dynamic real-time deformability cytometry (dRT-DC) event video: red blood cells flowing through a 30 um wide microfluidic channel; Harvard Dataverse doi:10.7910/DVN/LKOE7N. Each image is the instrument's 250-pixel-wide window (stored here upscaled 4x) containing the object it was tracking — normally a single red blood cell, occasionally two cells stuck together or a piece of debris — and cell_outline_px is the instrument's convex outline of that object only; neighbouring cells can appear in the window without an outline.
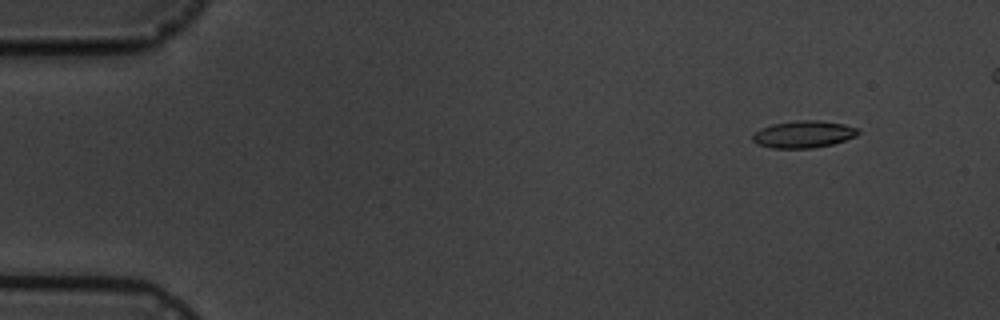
{"species": "common noctule bat (a hibernating species)", "species_latin": "Nyctalus noctula", "temperature_condition": "cold", "stored_images_in_passage": 10, "camera_frame_rate_fps": 3000, "um_per_image_px": 0.085, "animal": {"sex": "male", "body_mass_g": 19.5, "forearm_length_mm": 54.6}, "frame": {"image": 1, "passage_image": 2, "time_ms": 1.333, "image_size_px": [1000, 320], "cell_outline_px": [[860, 132], [856, 136], [832, 144], [812, 148], [772, 148], [756, 144], [752, 140], [752, 136], [760, 128], [772, 124], [796, 120], [820, 120], [844, 124], [860, 128]], "centroid_in_image_um": [68.3, 11.4], "position_along_channel_um": 16.7, "area_um2": 16.76}}
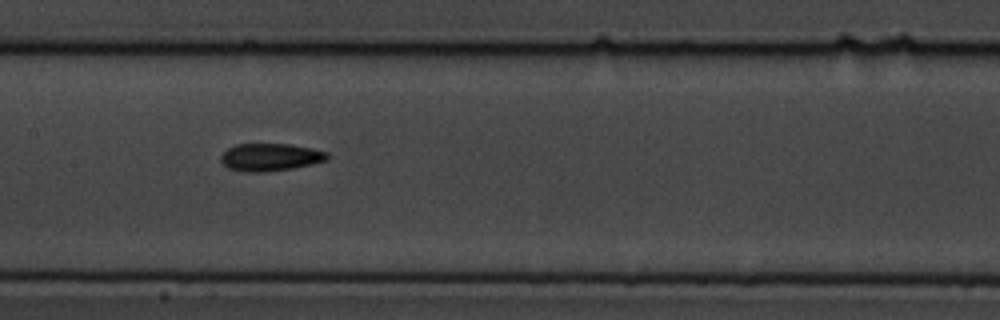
{"frame": {"image": 2, "passage_image": 9, "time_ms": 9.0, "image_size_px": [1000, 320], "cell_outline_px": [[328, 160], [312, 164], [292, 168], [264, 172], [244, 172], [228, 168], [220, 160], [220, 156], [228, 148], [236, 144], [288, 144], [312, 148], [328, 152]], "centroid_in_image_um": [22.97, 13.36], "position_along_channel_um": 184.4, "area_um2": 17.11}}
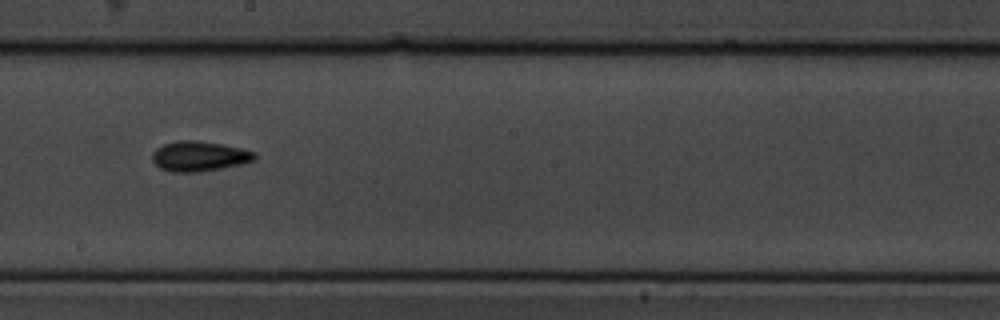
{"frame": {"image": 3, "passage_image": 10, "time_ms": 10.333, "image_size_px": [1000, 320], "cell_outline_px": [[256, 160], [244, 164], [200, 172], [172, 172], [160, 168], [152, 160], [152, 152], [156, 148], [164, 144], [176, 140], [196, 140], [220, 144], [240, 148], [256, 152]], "centroid_in_image_um": [16.94, 13.28], "position_along_channel_um": 231.3, "area_um2": 18.09}}